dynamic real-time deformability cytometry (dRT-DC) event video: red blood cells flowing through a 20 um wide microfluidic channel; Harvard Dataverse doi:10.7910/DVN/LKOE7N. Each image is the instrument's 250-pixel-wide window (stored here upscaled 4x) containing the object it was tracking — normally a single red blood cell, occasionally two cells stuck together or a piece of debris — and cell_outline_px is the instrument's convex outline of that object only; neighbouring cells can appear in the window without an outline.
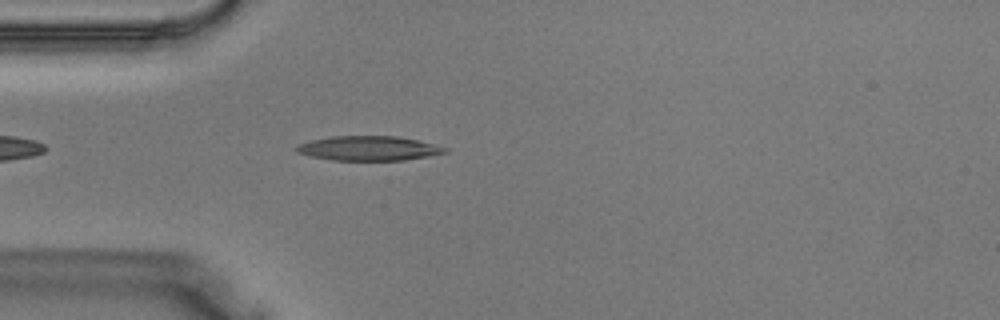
{"species": "Egyptian fruit bat (a non-hibernating species)", "species_latin": "Rousettus aegyptiacus", "temperature_condition": "warm", "stored_images_in_passage": 13, "camera_frame_rate_fps": 3000, "um_per_image_px": 0.085, "animal": {"sex": "male"}, "frame": {"image": 1, "passage_image": 2, "time_ms": 0.333, "image_size_px": [1000, 320], "cell_outline_px": [[448, 152], [404, 160], [332, 160], [312, 156], [296, 152], [296, 144], [312, 140], [332, 136], [400, 136], [420, 140], [448, 148]], "centroid_in_image_um": [31.35, 12.59], "position_along_channel_um": 53.7, "area_um2": 21.21}}
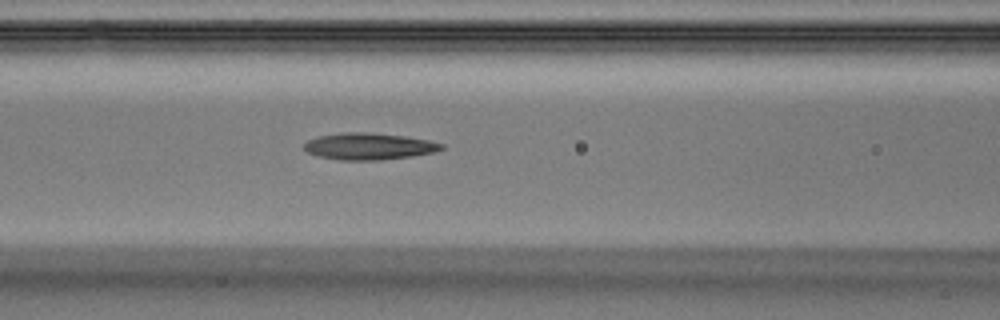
{"frame": {"image": 2, "passage_image": 7, "time_ms": 2.0, "image_size_px": [1000, 320], "cell_outline_px": [[444, 148], [432, 152], [412, 156], [380, 160], [336, 160], [316, 156], [308, 152], [304, 148], [304, 144], [308, 140], [320, 136], [344, 132], [364, 132], [404, 136], [428, 140], [444, 144]], "centroid_in_image_um": [31.33, 12.44], "position_along_channel_um": 135.3, "area_um2": 21.27}}
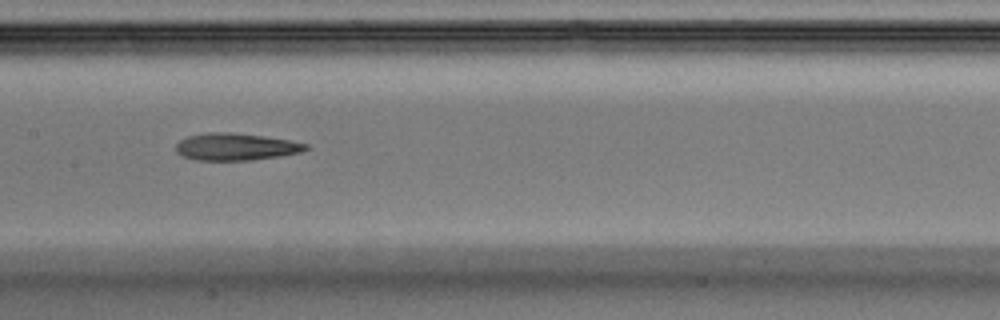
{"frame": {"image": 3, "passage_image": 10, "time_ms": 3.0, "image_size_px": [1000, 320], "cell_outline_px": [[308, 148], [300, 152], [280, 156], [252, 160], [196, 160], [184, 156], [176, 152], [176, 144], [180, 140], [188, 136], [208, 132], [228, 132], [264, 136], [288, 140], [308, 144]], "centroid_in_image_um": [20.03, 12.47], "position_along_channel_um": 187.4, "area_um2": 20.4}}